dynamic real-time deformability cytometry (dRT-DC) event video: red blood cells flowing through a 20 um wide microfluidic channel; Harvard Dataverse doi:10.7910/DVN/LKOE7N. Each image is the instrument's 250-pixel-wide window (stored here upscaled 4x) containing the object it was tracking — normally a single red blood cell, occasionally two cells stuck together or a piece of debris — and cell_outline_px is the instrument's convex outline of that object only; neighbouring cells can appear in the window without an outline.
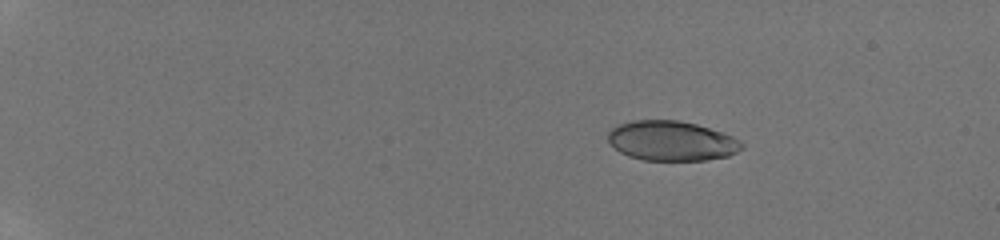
{"species": "human", "species_latin": "Homo sapiens", "temperature_condition": "room temperature", "stored_images_in_passage": 36, "camera_frame_rate_fps": 3000, "um_per_image_px": 0.085, "donor": {"sex": "male"}, "frame": {"image": 1, "passage_image": 20, "time_ms": 3.333, "image_size_px": [1000, 240], "cell_outline_px": [[744, 148], [728, 156], [704, 160], [644, 160], [628, 156], [620, 152], [608, 140], [608, 132], [612, 128], [620, 124], [632, 120], [680, 120], [696, 124], [724, 132], [740, 140], [744, 144]], "centroid_in_image_um": [57.11, 11.97], "position_along_channel_um": 27.9, "area_um2": 31.1}}
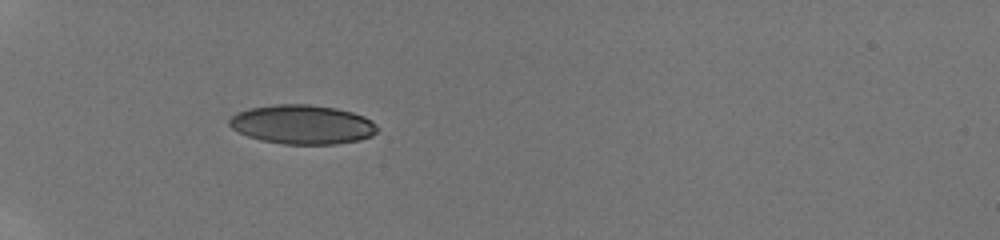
{"frame": {"image": 2, "passage_image": 27, "time_ms": 6.667, "image_size_px": [1000, 240], "cell_outline_px": [[380, 128], [372, 136], [360, 140], [336, 144], [284, 144], [260, 140], [248, 136], [232, 128], [228, 124], [228, 120], [236, 112], [248, 108], [276, 104], [308, 104], [336, 108], [352, 112], [364, 116], [372, 120]], "centroid_in_image_um": [25.71, 10.58], "position_along_channel_um": 59.3, "area_um2": 34.04}}
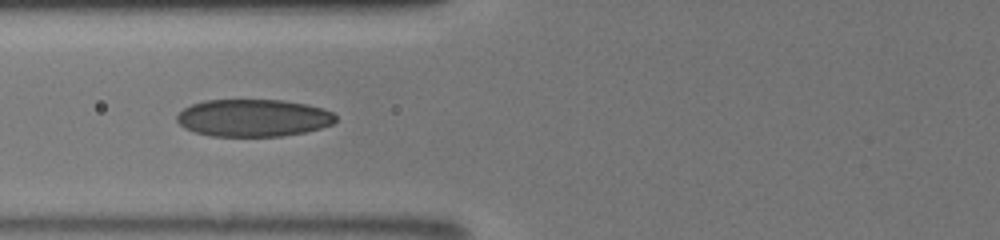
{"frame": {"image": 3, "passage_image": 35, "time_ms": 8.333, "image_size_px": [1000, 240], "cell_outline_px": [[336, 120], [332, 124], [320, 128], [304, 132], [280, 136], [212, 136], [196, 132], [184, 128], [176, 120], [176, 116], [184, 108], [192, 104], [204, 100], [284, 100], [308, 104], [324, 108], [332, 112], [336, 116]], "centroid_in_image_um": [21.54, 10.01], "position_along_channel_um": 104.3, "area_um2": 34.62}}